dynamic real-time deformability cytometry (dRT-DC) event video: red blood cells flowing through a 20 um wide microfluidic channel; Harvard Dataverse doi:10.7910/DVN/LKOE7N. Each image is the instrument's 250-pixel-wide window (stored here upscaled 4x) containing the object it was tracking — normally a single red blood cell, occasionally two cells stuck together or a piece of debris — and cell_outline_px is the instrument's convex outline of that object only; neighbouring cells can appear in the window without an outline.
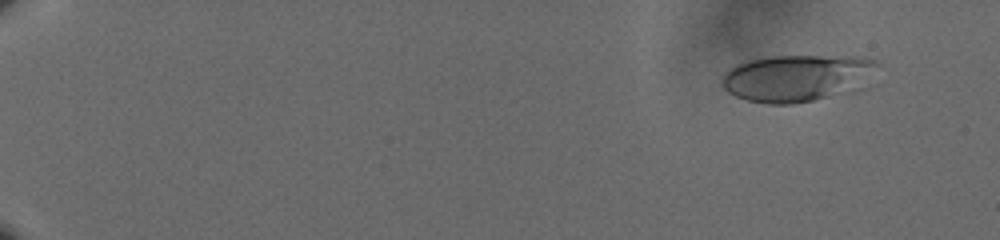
{"species": "human", "species_latin": "Homo sapiens", "temperature_condition": "cold", "stored_images_in_passage": 60, "camera_frame_rate_fps": 3000, "um_per_image_px": 0.085, "donor": {"sex": "male"}, "frame": {"image": 1, "passage_image": 6, "time_ms": 1.667, "image_size_px": [1000, 240], "cell_outline_px": [[880, 64], [868, 88], [856, 92], [792, 104], [768, 104], [748, 100], [736, 96], [728, 92], [724, 88], [720, 80], [736, 64], [748, 60], [772, 56], [868, 56], [876, 60]], "centroid_in_image_um": [67.93, 6.63], "position_along_channel_um": 17.1, "area_um2": 43.7}}
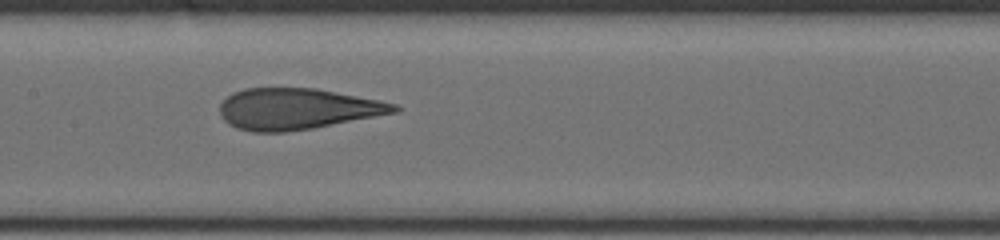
{"frame": {"image": 2, "passage_image": 34, "time_ms": 11.0, "image_size_px": [1000, 240], "cell_outline_px": [[400, 112], [312, 128], [284, 132], [252, 132], [236, 128], [228, 124], [220, 116], [220, 104], [232, 92], [244, 88], [316, 88], [380, 100], [396, 104], [400, 108]], "centroid_in_image_um": [25.26, 9.25], "position_along_channel_um": 182.1, "area_um2": 41.96}}
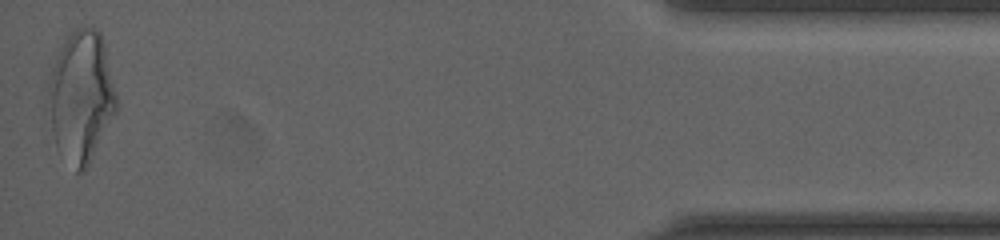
{"frame": {"image": 3, "passage_image": 60, "time_ms": 19.667, "image_size_px": [1000, 240], "cell_outline_px": [[116, 112], [84, 172], [76, 172], [56, 148], [44, 108], [44, 104], [48, 84], [52, 68], [60, 48], [64, 40], [76, 28], [92, 24], [100, 32], [104, 44], [116, 92]], "centroid_in_image_um": [6.84, 8.21], "position_along_channel_um": 428.4, "area_um2": 52.89}, "authors_computed_cell_mechanics": {"area_um2": 42.194, "velocity_mm_per_s": 3.6197, "shape_relaxation_time_tau1_ms": 6.0375, "shape_relaxation_time_tau2_ms": 1.1401, "deformation_change_tau1": 0.2101, "deformation_change_tau2": 0.1142}}